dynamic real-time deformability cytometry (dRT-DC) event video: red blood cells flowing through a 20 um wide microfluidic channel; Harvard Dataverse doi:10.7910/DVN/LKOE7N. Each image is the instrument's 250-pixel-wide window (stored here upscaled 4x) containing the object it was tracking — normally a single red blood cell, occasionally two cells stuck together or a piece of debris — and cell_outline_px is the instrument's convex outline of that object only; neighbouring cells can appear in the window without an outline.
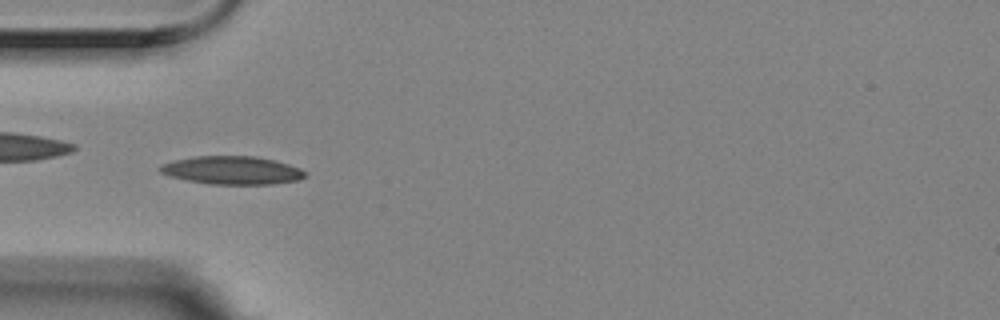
{"species": "Egyptian fruit bat (a non-hibernating species)", "species_latin": "Rousettus aegyptiacus", "temperature_condition": "room temperature", "stored_images_in_passage": 4, "camera_frame_rate_fps": 3000, "um_per_image_px": 0.085, "animal": {"sex": "female"}, "frame": {"image": 1, "passage_image": 3, "time_ms": 0.667, "image_size_px": [1000, 320], "cell_outline_px": [[308, 176], [300, 180], [272, 184], [208, 184], [168, 176], [160, 172], [156, 168], [160, 164], [172, 160], [192, 156], [256, 156], [288, 164], [300, 168], [308, 172]], "centroid_in_image_um": [19.71, 14.47], "position_along_channel_um": 65.3, "area_um2": 24.16}}
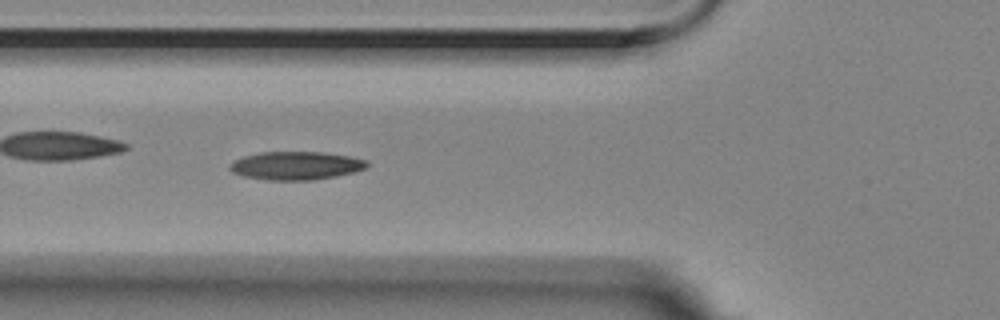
{"frame": {"image": 2, "passage_image": 4, "time_ms": 1.0, "image_size_px": [1000, 320], "cell_outline_px": [[368, 168], [336, 176], [312, 180], [268, 180], [244, 176], [232, 172], [228, 168], [236, 160], [244, 156], [260, 152], [324, 152], [352, 156], [368, 160]], "centroid_in_image_um": [25.21, 14.07], "position_along_channel_um": 100.6, "area_um2": 22.6}}